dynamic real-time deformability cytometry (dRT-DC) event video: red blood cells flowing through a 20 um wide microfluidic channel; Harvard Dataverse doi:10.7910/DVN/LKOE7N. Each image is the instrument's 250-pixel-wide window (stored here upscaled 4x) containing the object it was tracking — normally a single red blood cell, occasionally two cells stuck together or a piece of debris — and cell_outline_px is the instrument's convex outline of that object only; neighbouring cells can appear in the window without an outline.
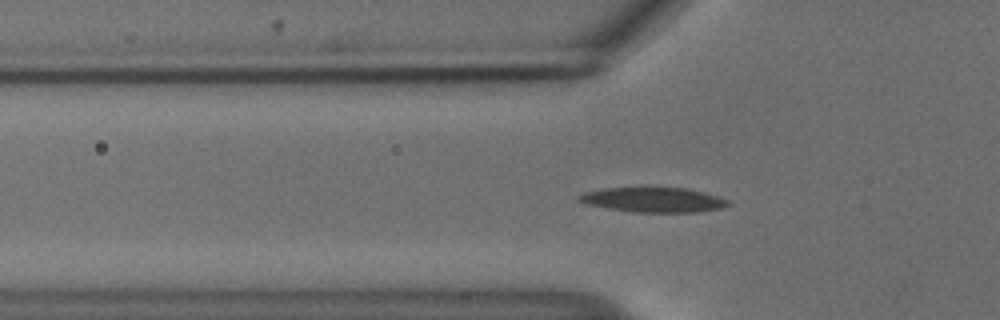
{"species": "common noctule bat (a hibernating species)", "species_latin": "Nyctalus noctula", "temperature_condition": "cold", "stored_images_in_passage": 40, "camera_frame_rate_fps": 3000, "um_per_image_px": 0.085, "animal": {"sex": "male", "body_mass_g": 18.8}, "frame": {"image": 1, "passage_image": 3, "time_ms": 0.667, "image_size_px": [1000, 320], "cell_outline_px": [[728, 204], [724, 208], [696, 212], [636, 212], [608, 208], [584, 204], [576, 200], [576, 196], [584, 192], [604, 188], [688, 188], [704, 192], [728, 200]], "centroid_in_image_um": [55.49, 16.98], "position_along_channel_um": 70.3, "area_um2": 21.5}}
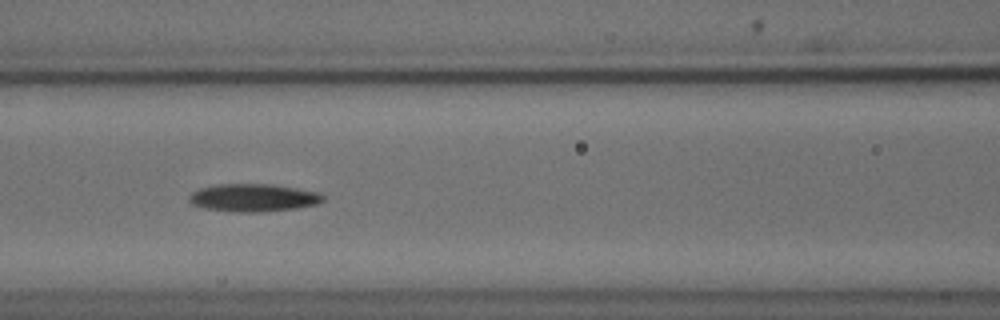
{"frame": {"image": 2, "passage_image": 9, "time_ms": 2.667, "image_size_px": [1000, 320], "cell_outline_px": [[324, 200], [316, 204], [296, 208], [260, 212], [240, 212], [204, 208], [192, 204], [188, 200], [188, 196], [192, 192], [200, 188], [216, 184], [272, 184], [320, 192], [324, 196]], "centroid_in_image_um": [21.53, 16.8], "position_along_channel_um": 145.1, "area_um2": 21.68}}
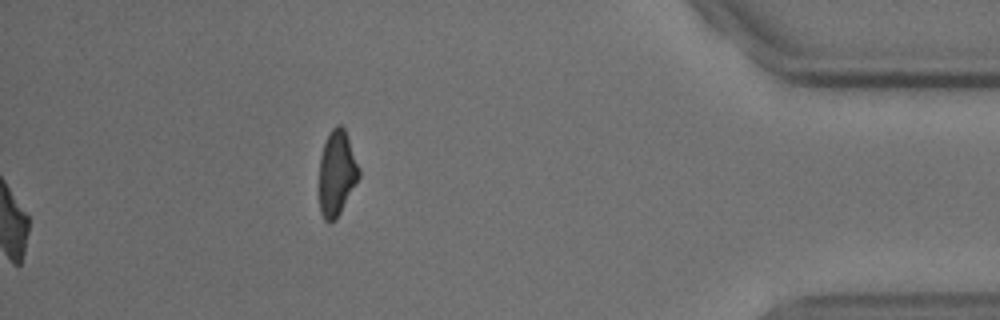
{"frame": {"image": 3, "passage_image": 40, "time_ms": 13.0, "image_size_px": [1000, 320], "cell_outline_px": [[360, 176], [336, 220], [324, 220], [320, 212], [320, 156], [328, 132], [336, 124], [340, 124], [344, 128], [348, 136], [360, 168]], "centroid_in_image_um": [28.64, 14.67], "position_along_channel_um": 406.6, "area_um2": 19.71}, "authors_computed_cell_mechanics": {"area_um2": 20.6924, "velocity_mm_per_s": 3.7362, "shape_relaxation_time_tau1_ms": 4.3604, "shape_relaxation_time_tau2_ms": null, "deformation_change_tau1": 0.1416, "deformation_change_tau2": null}}